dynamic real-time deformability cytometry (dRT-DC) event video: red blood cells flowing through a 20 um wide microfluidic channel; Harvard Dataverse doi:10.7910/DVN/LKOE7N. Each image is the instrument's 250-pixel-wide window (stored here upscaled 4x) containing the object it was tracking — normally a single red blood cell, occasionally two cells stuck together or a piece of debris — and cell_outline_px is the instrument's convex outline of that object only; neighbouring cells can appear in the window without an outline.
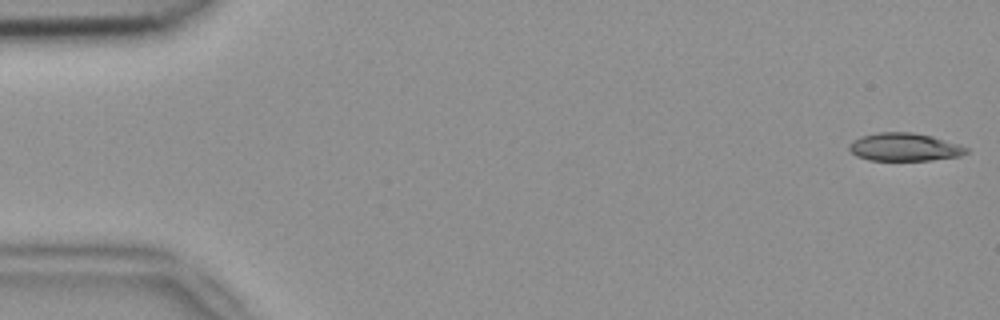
{"species": "common noctule bat (a hibernating species)", "species_latin": "Nyctalus noctula", "temperature_condition": "room temperature", "stored_images_in_passage": 52, "camera_frame_rate_fps": 3000, "um_per_image_px": 0.085, "animal": {"sex": "female", "body_mass_g": 18.4}, "frame": {"image": 1, "passage_image": 1, "time_ms": 0.0, "image_size_px": [1000, 320], "cell_outline_px": [[968, 152], [960, 156], [932, 160], [868, 160], [856, 156], [848, 148], [848, 144], [852, 140], [860, 136], [880, 132], [912, 132], [932, 136], [960, 144], [968, 148]], "centroid_in_image_um": [76.87, 12.5], "position_along_channel_um": 8.1, "area_um2": 19.25}}
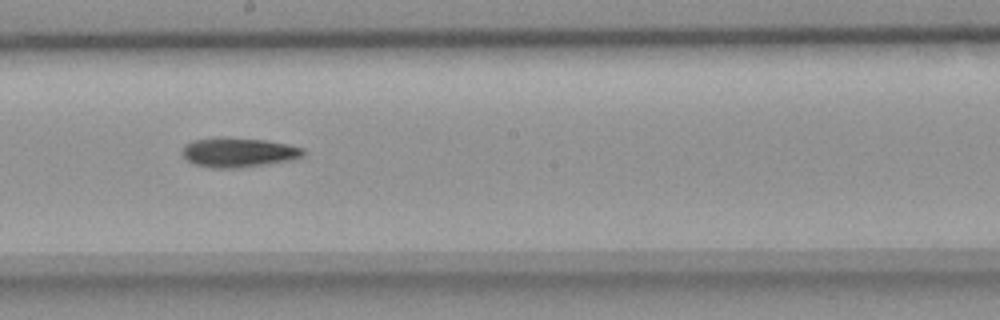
{"frame": {"image": 2, "passage_image": 29, "time_ms": 9.333, "image_size_px": [1000, 320], "cell_outline_px": [[304, 152], [300, 156], [288, 160], [240, 168], [212, 168], [196, 164], [188, 160], [180, 152], [192, 140], [264, 140], [304, 148]], "centroid_in_image_um": [20.26, 13.0], "position_along_channel_um": 227.9, "area_um2": 19.48}}
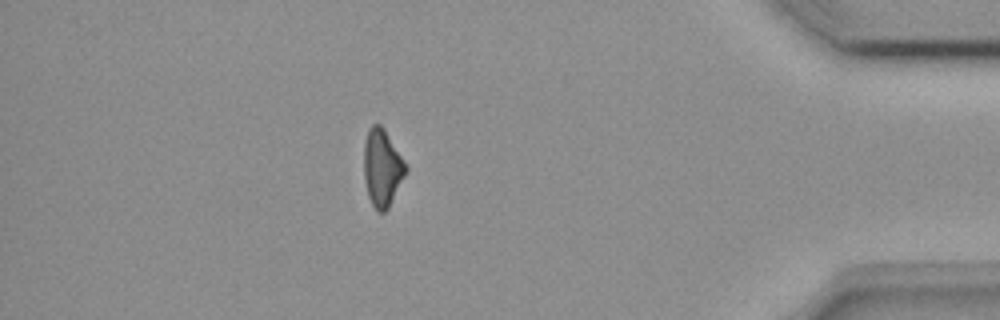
{"frame": {"image": 3, "passage_image": 46, "time_ms": 15.0, "image_size_px": [1000, 320], "cell_outline_px": [[408, 168], [388, 208], [384, 212], [376, 212], [368, 196], [364, 180], [364, 144], [368, 128], [372, 124], [380, 124], [384, 128], [408, 164]], "centroid_in_image_um": [32.49, 14.24], "position_along_channel_um": 402.7, "area_um2": 19.02}}